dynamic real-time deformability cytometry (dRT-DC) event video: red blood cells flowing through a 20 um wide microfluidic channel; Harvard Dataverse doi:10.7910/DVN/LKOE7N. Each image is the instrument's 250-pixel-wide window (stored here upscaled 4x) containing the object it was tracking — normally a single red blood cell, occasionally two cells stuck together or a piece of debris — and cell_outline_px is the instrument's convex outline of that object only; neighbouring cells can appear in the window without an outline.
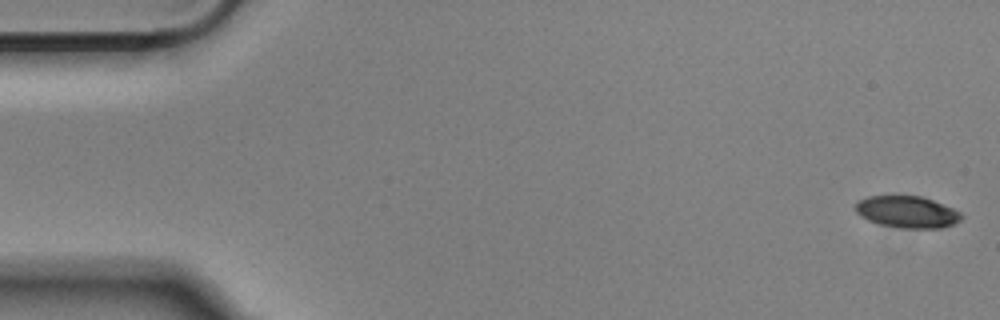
{"species": "Egyptian fruit bat (a non-hibernating species)", "species_latin": "Rousettus aegyptiacus", "temperature_condition": "cold", "stored_images_in_passage": 57, "camera_frame_rate_fps": 3000, "um_per_image_px": 0.085, "animal": {"sex": "male"}, "frame": {"image": 1, "passage_image": 1, "time_ms": 0.0, "image_size_px": [1000, 320], "cell_outline_px": [[964, 216], [960, 220], [952, 224], [940, 228], [900, 228], [880, 224], [868, 220], [860, 216], [856, 212], [856, 200], [868, 196], [892, 192], [920, 196], [932, 200], [952, 208], [960, 212]], "centroid_in_image_um": [77.04, 17.96], "position_along_channel_um": 8.0, "area_um2": 20.29}}
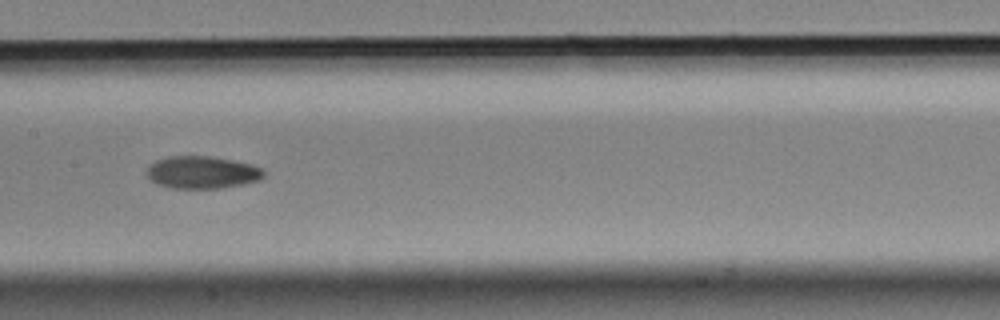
{"frame": {"image": 2, "passage_image": 28, "time_ms": 9.0, "image_size_px": [1000, 320], "cell_outline_px": [[264, 176], [256, 180], [240, 184], [220, 188], [172, 188], [160, 184], [152, 180], [148, 176], [148, 168], [156, 160], [168, 156], [208, 156], [232, 160], [252, 164], [260, 168], [264, 172]], "centroid_in_image_um": [17.18, 14.64], "position_along_channel_um": 190.2, "area_um2": 21.62}}
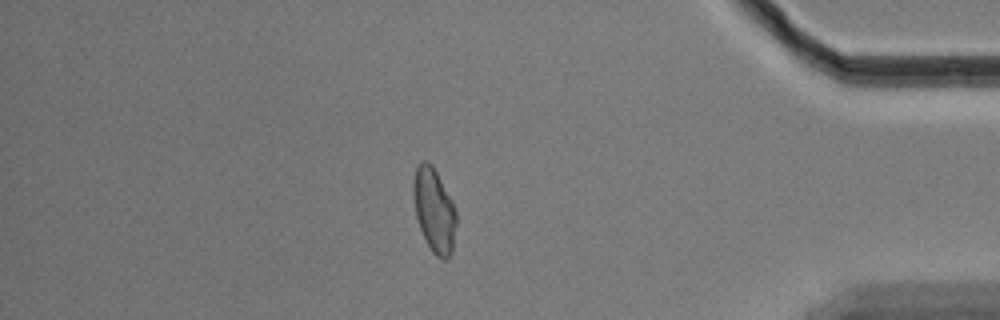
{"frame": {"image": 3, "passage_image": 49, "time_ms": 16.0, "image_size_px": [1000, 320], "cell_outline_px": [[456, 224], [452, 252], [444, 260], [436, 256], [432, 252], [420, 228], [416, 216], [412, 196], [412, 184], [416, 168], [420, 160], [428, 160], [432, 164], [452, 200], [456, 212]], "centroid_in_image_um": [36.88, 17.83], "position_along_channel_um": 398.3, "area_um2": 21.1}, "authors_computed_cell_mechanics": {"area_um2": 21.2126, "velocity_mm_per_s": 3.4884, "shape_relaxation_time_tau1_ms": 7.7831, "shape_relaxation_time_tau2_ms": 4.2992, "deformation_change_tau1": 0.1732, "deformation_change_tau2": 0.0807}}